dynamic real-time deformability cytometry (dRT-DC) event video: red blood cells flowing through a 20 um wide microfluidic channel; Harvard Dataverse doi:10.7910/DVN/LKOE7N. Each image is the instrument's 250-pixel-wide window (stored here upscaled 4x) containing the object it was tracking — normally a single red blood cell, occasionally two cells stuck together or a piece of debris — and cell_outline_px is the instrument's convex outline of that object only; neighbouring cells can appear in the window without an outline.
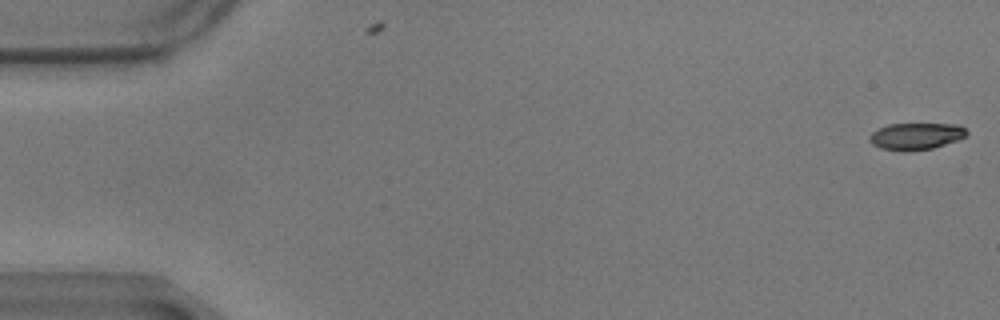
{"species": "common noctule bat (a hibernating species)", "species_latin": "Nyctalus noctula", "temperature_condition": "warm", "stored_images_in_passage": 59, "camera_frame_rate_fps": 3000, "um_per_image_px": 0.085, "animal": {"sex": "male", "body_mass_g": 17.9}, "frame": {"image": 1, "passage_image": 1, "time_ms": 0.0, "image_size_px": [1000, 320], "cell_outline_px": [[968, 136], [932, 148], [880, 148], [872, 144], [868, 140], [868, 136], [872, 132], [888, 124], [960, 124], [968, 132]], "centroid_in_image_um": [77.89, 11.52], "position_along_channel_um": 7.1, "area_um2": 14.51}}
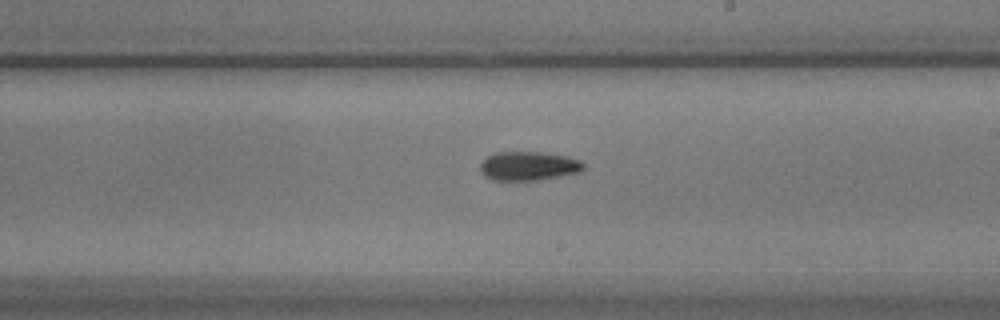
{"frame": {"image": 2, "passage_image": 34, "time_ms": 11.0, "image_size_px": [1000, 320], "cell_outline_px": [[584, 168], [580, 172], [540, 180], [492, 180], [484, 176], [480, 172], [480, 164], [488, 156], [496, 152], [540, 152], [564, 156], [580, 160], [584, 164]], "centroid_in_image_um": [44.9, 14.12], "position_along_channel_um": 244.1, "area_um2": 17.4}}
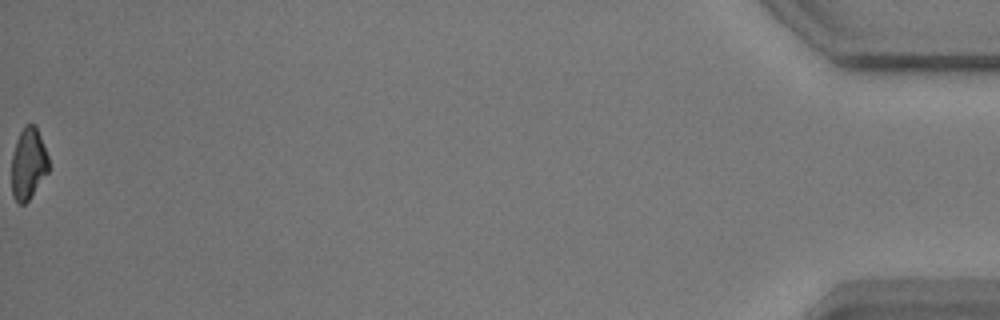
{"frame": {"image": 3, "passage_image": 59, "time_ms": 19.333, "image_size_px": [1000, 320], "cell_outline_px": [[48, 172], [28, 200], [24, 204], [20, 204], [12, 196], [12, 152], [16, 140], [24, 124], [36, 124], [48, 156]], "centroid_in_image_um": [2.4, 13.88], "position_along_channel_um": 432.8, "area_um2": 15.43}, "authors_computed_cell_mechanics": {"area_um2": 16.8198, "velocity_mm_per_s": 3.4642, "shape_relaxation_time_tau1_ms": 8.0992, "shape_relaxation_time_tau2_ms": 8.4742, "deformation_change_tau1": 0.1876, "deformation_change_tau2": 0.1644}}